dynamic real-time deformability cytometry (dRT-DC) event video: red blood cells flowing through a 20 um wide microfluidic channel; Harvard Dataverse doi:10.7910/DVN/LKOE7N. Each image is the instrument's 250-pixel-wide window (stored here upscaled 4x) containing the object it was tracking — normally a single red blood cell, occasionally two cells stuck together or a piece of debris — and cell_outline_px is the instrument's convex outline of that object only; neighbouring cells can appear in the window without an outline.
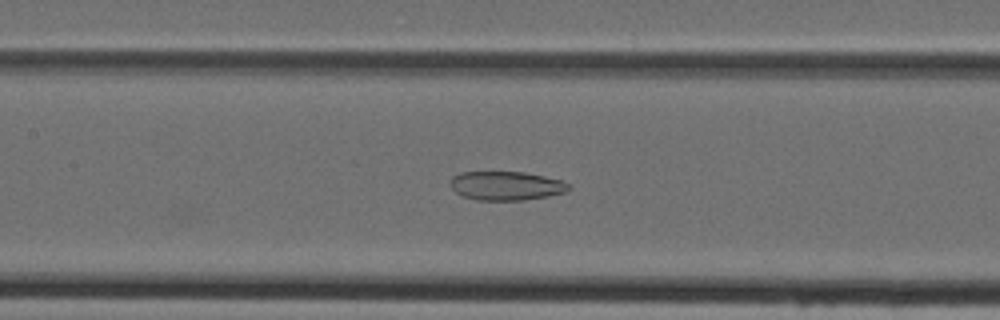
{"species": "Egyptian fruit bat (a non-hibernating species)", "species_latin": "Rousettus aegyptiacus", "temperature_condition": "cold", "stored_images_in_passage": 47, "camera_frame_rate_fps": 3000, "um_per_image_px": 0.085, "animal": {"sex": "female"}, "frame": {"image": 1, "passage_image": 22, "time_ms": 7.0, "image_size_px": [1000, 320], "cell_outline_px": [[572, 188], [564, 192], [548, 196], [524, 200], [476, 200], [464, 196], [456, 192], [448, 184], [452, 176], [460, 172], [524, 172], [544, 176], [560, 180], [568, 184]], "centroid_in_image_um": [42.99, 15.79], "position_along_channel_um": 164.4, "area_um2": 19.94}}
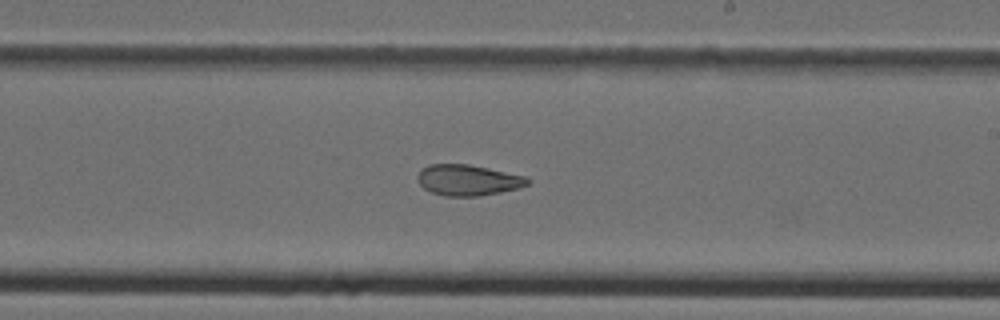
{"frame": {"image": 2, "passage_image": 28, "time_ms": 9.0, "image_size_px": [1000, 320], "cell_outline_px": [[532, 180], [528, 184], [520, 188], [480, 196], [444, 196], [432, 192], [424, 188], [416, 180], [416, 176], [420, 168], [428, 164], [468, 164], [488, 168], [524, 176]], "centroid_in_image_um": [39.74, 15.3], "position_along_channel_um": 249.3, "area_um2": 19.94}}
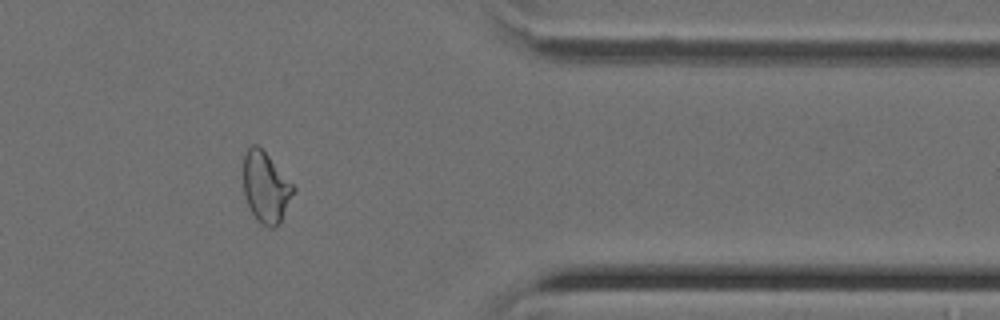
{"frame": {"image": 3, "passage_image": 39, "time_ms": 12.667, "image_size_px": [1000, 320], "cell_outline_px": [[296, 188], [276, 228], [268, 228], [260, 224], [256, 220], [244, 196], [244, 156], [248, 148], [252, 144], [256, 144], [268, 156]], "centroid_in_image_um": [22.57, 15.95], "position_along_channel_um": 388.8, "area_um2": 20.17}}